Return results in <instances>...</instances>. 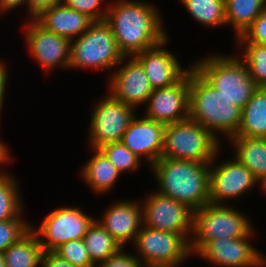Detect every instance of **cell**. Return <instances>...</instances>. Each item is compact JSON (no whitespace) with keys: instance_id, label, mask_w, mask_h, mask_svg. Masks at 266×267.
Segmentation results:
<instances>
[{"instance_id":"41","label":"cell","mask_w":266,"mask_h":267,"mask_svg":"<svg viewBox=\"0 0 266 267\" xmlns=\"http://www.w3.org/2000/svg\"><path fill=\"white\" fill-rule=\"evenodd\" d=\"M257 184L262 185L263 190L266 191V174H264L257 180Z\"/></svg>"},{"instance_id":"36","label":"cell","mask_w":266,"mask_h":267,"mask_svg":"<svg viewBox=\"0 0 266 267\" xmlns=\"http://www.w3.org/2000/svg\"><path fill=\"white\" fill-rule=\"evenodd\" d=\"M63 0H27L30 19L37 17L42 11L62 3Z\"/></svg>"},{"instance_id":"3","label":"cell","mask_w":266,"mask_h":267,"mask_svg":"<svg viewBox=\"0 0 266 267\" xmlns=\"http://www.w3.org/2000/svg\"><path fill=\"white\" fill-rule=\"evenodd\" d=\"M242 109L211 86L193 67L189 68V118L218 134L231 138L239 128Z\"/></svg>"},{"instance_id":"38","label":"cell","mask_w":266,"mask_h":267,"mask_svg":"<svg viewBox=\"0 0 266 267\" xmlns=\"http://www.w3.org/2000/svg\"><path fill=\"white\" fill-rule=\"evenodd\" d=\"M1 60V59H0ZM7 67L4 66L3 61L0 62V116H1V110L3 108V100H4V95L6 91V83L8 80V71L6 69Z\"/></svg>"},{"instance_id":"8","label":"cell","mask_w":266,"mask_h":267,"mask_svg":"<svg viewBox=\"0 0 266 267\" xmlns=\"http://www.w3.org/2000/svg\"><path fill=\"white\" fill-rule=\"evenodd\" d=\"M133 243L138 252L137 258L145 267H179L192 254L190 238L186 235L155 230L144 225Z\"/></svg>"},{"instance_id":"4","label":"cell","mask_w":266,"mask_h":267,"mask_svg":"<svg viewBox=\"0 0 266 267\" xmlns=\"http://www.w3.org/2000/svg\"><path fill=\"white\" fill-rule=\"evenodd\" d=\"M192 67L211 86L241 109L258 89L246 64L239 56L211 55L199 59Z\"/></svg>"},{"instance_id":"22","label":"cell","mask_w":266,"mask_h":267,"mask_svg":"<svg viewBox=\"0 0 266 267\" xmlns=\"http://www.w3.org/2000/svg\"><path fill=\"white\" fill-rule=\"evenodd\" d=\"M93 153L83 166L81 175L94 192L103 194L115 186L121 173L99 149H93Z\"/></svg>"},{"instance_id":"23","label":"cell","mask_w":266,"mask_h":267,"mask_svg":"<svg viewBox=\"0 0 266 267\" xmlns=\"http://www.w3.org/2000/svg\"><path fill=\"white\" fill-rule=\"evenodd\" d=\"M43 253L39 239L32 229L2 252L5 267L41 266Z\"/></svg>"},{"instance_id":"16","label":"cell","mask_w":266,"mask_h":267,"mask_svg":"<svg viewBox=\"0 0 266 267\" xmlns=\"http://www.w3.org/2000/svg\"><path fill=\"white\" fill-rule=\"evenodd\" d=\"M126 58L129 61L126 62ZM122 61L125 62L123 66L112 73L109 91L115 99L136 108L147 102L153 88L142 65L134 57H124Z\"/></svg>"},{"instance_id":"33","label":"cell","mask_w":266,"mask_h":267,"mask_svg":"<svg viewBox=\"0 0 266 267\" xmlns=\"http://www.w3.org/2000/svg\"><path fill=\"white\" fill-rule=\"evenodd\" d=\"M103 0H63L62 2L70 9L87 15L93 21H104L108 6L104 10L100 8Z\"/></svg>"},{"instance_id":"24","label":"cell","mask_w":266,"mask_h":267,"mask_svg":"<svg viewBox=\"0 0 266 267\" xmlns=\"http://www.w3.org/2000/svg\"><path fill=\"white\" fill-rule=\"evenodd\" d=\"M235 158L259 179L266 174V138L232 136Z\"/></svg>"},{"instance_id":"21","label":"cell","mask_w":266,"mask_h":267,"mask_svg":"<svg viewBox=\"0 0 266 267\" xmlns=\"http://www.w3.org/2000/svg\"><path fill=\"white\" fill-rule=\"evenodd\" d=\"M234 136L266 138L265 88H258L243 107L241 122Z\"/></svg>"},{"instance_id":"25","label":"cell","mask_w":266,"mask_h":267,"mask_svg":"<svg viewBox=\"0 0 266 267\" xmlns=\"http://www.w3.org/2000/svg\"><path fill=\"white\" fill-rule=\"evenodd\" d=\"M265 10L266 0H225L226 25L239 37Z\"/></svg>"},{"instance_id":"40","label":"cell","mask_w":266,"mask_h":267,"mask_svg":"<svg viewBox=\"0 0 266 267\" xmlns=\"http://www.w3.org/2000/svg\"><path fill=\"white\" fill-rule=\"evenodd\" d=\"M9 150L7 149V146L5 143H2L0 141V165L7 163L11 159V155H9Z\"/></svg>"},{"instance_id":"10","label":"cell","mask_w":266,"mask_h":267,"mask_svg":"<svg viewBox=\"0 0 266 267\" xmlns=\"http://www.w3.org/2000/svg\"><path fill=\"white\" fill-rule=\"evenodd\" d=\"M100 101L95 104L90 118L89 142L92 149L122 141L130 122L136 116L135 108L125 105L110 93Z\"/></svg>"},{"instance_id":"29","label":"cell","mask_w":266,"mask_h":267,"mask_svg":"<svg viewBox=\"0 0 266 267\" xmlns=\"http://www.w3.org/2000/svg\"><path fill=\"white\" fill-rule=\"evenodd\" d=\"M243 48L239 58L246 64L257 88H266V44L238 43Z\"/></svg>"},{"instance_id":"31","label":"cell","mask_w":266,"mask_h":267,"mask_svg":"<svg viewBox=\"0 0 266 267\" xmlns=\"http://www.w3.org/2000/svg\"><path fill=\"white\" fill-rule=\"evenodd\" d=\"M53 252L68 261L73 267H96L91 262L83 239L70 240L57 247Z\"/></svg>"},{"instance_id":"26","label":"cell","mask_w":266,"mask_h":267,"mask_svg":"<svg viewBox=\"0 0 266 267\" xmlns=\"http://www.w3.org/2000/svg\"><path fill=\"white\" fill-rule=\"evenodd\" d=\"M83 241L91 262L97 266L116 254L122 246L95 219L88 227Z\"/></svg>"},{"instance_id":"19","label":"cell","mask_w":266,"mask_h":267,"mask_svg":"<svg viewBox=\"0 0 266 267\" xmlns=\"http://www.w3.org/2000/svg\"><path fill=\"white\" fill-rule=\"evenodd\" d=\"M97 221L122 246L134 242L143 226V208L139 201L121 200L105 210Z\"/></svg>"},{"instance_id":"37","label":"cell","mask_w":266,"mask_h":267,"mask_svg":"<svg viewBox=\"0 0 266 267\" xmlns=\"http://www.w3.org/2000/svg\"><path fill=\"white\" fill-rule=\"evenodd\" d=\"M41 267H73L68 261L60 258L54 252H44Z\"/></svg>"},{"instance_id":"18","label":"cell","mask_w":266,"mask_h":267,"mask_svg":"<svg viewBox=\"0 0 266 267\" xmlns=\"http://www.w3.org/2000/svg\"><path fill=\"white\" fill-rule=\"evenodd\" d=\"M167 41L168 38L133 56L142 65L153 89L172 86L189 71L182 69L176 55L163 48Z\"/></svg>"},{"instance_id":"15","label":"cell","mask_w":266,"mask_h":267,"mask_svg":"<svg viewBox=\"0 0 266 267\" xmlns=\"http://www.w3.org/2000/svg\"><path fill=\"white\" fill-rule=\"evenodd\" d=\"M25 27L27 47L44 70L54 69L57 65L69 68L71 40L47 31L34 19H30Z\"/></svg>"},{"instance_id":"12","label":"cell","mask_w":266,"mask_h":267,"mask_svg":"<svg viewBox=\"0 0 266 267\" xmlns=\"http://www.w3.org/2000/svg\"><path fill=\"white\" fill-rule=\"evenodd\" d=\"M253 231L241 238H220L206 242L195 254L211 264L223 267L265 266L266 256L249 243V238L255 234Z\"/></svg>"},{"instance_id":"17","label":"cell","mask_w":266,"mask_h":267,"mask_svg":"<svg viewBox=\"0 0 266 267\" xmlns=\"http://www.w3.org/2000/svg\"><path fill=\"white\" fill-rule=\"evenodd\" d=\"M143 117L137 118L136 114L123 135L122 143L139 158H146L151 167L162 156L166 125Z\"/></svg>"},{"instance_id":"39","label":"cell","mask_w":266,"mask_h":267,"mask_svg":"<svg viewBox=\"0 0 266 267\" xmlns=\"http://www.w3.org/2000/svg\"><path fill=\"white\" fill-rule=\"evenodd\" d=\"M22 4L27 7V0H0V13L14 9Z\"/></svg>"},{"instance_id":"6","label":"cell","mask_w":266,"mask_h":267,"mask_svg":"<svg viewBox=\"0 0 266 267\" xmlns=\"http://www.w3.org/2000/svg\"><path fill=\"white\" fill-rule=\"evenodd\" d=\"M245 214L225 204L207 203L194 211L191 253L195 254L206 242L247 236L254 228Z\"/></svg>"},{"instance_id":"34","label":"cell","mask_w":266,"mask_h":267,"mask_svg":"<svg viewBox=\"0 0 266 267\" xmlns=\"http://www.w3.org/2000/svg\"><path fill=\"white\" fill-rule=\"evenodd\" d=\"M236 38L238 43L266 44V10L253 21L241 36Z\"/></svg>"},{"instance_id":"20","label":"cell","mask_w":266,"mask_h":267,"mask_svg":"<svg viewBox=\"0 0 266 267\" xmlns=\"http://www.w3.org/2000/svg\"><path fill=\"white\" fill-rule=\"evenodd\" d=\"M34 20L49 32L73 40L94 22L87 15L70 9L63 2L42 11Z\"/></svg>"},{"instance_id":"35","label":"cell","mask_w":266,"mask_h":267,"mask_svg":"<svg viewBox=\"0 0 266 267\" xmlns=\"http://www.w3.org/2000/svg\"><path fill=\"white\" fill-rule=\"evenodd\" d=\"M137 255L127 254L124 248H121L116 254L112 255L96 267H145Z\"/></svg>"},{"instance_id":"5","label":"cell","mask_w":266,"mask_h":267,"mask_svg":"<svg viewBox=\"0 0 266 267\" xmlns=\"http://www.w3.org/2000/svg\"><path fill=\"white\" fill-rule=\"evenodd\" d=\"M220 143L208 129L187 118L166 125L161 157L211 163L221 150Z\"/></svg>"},{"instance_id":"42","label":"cell","mask_w":266,"mask_h":267,"mask_svg":"<svg viewBox=\"0 0 266 267\" xmlns=\"http://www.w3.org/2000/svg\"><path fill=\"white\" fill-rule=\"evenodd\" d=\"M0 267H5L4 256L1 252H0Z\"/></svg>"},{"instance_id":"30","label":"cell","mask_w":266,"mask_h":267,"mask_svg":"<svg viewBox=\"0 0 266 267\" xmlns=\"http://www.w3.org/2000/svg\"><path fill=\"white\" fill-rule=\"evenodd\" d=\"M108 160L120 171L122 174L126 171H136L141 166L142 158L132 153L123 143L112 142L102 145L98 148Z\"/></svg>"},{"instance_id":"2","label":"cell","mask_w":266,"mask_h":267,"mask_svg":"<svg viewBox=\"0 0 266 267\" xmlns=\"http://www.w3.org/2000/svg\"><path fill=\"white\" fill-rule=\"evenodd\" d=\"M151 170L159 186L158 193L193 211L210 203V163L161 157Z\"/></svg>"},{"instance_id":"7","label":"cell","mask_w":266,"mask_h":267,"mask_svg":"<svg viewBox=\"0 0 266 267\" xmlns=\"http://www.w3.org/2000/svg\"><path fill=\"white\" fill-rule=\"evenodd\" d=\"M123 58L112 30L105 21H94L82 35L71 40L69 68L106 71L112 68L113 71V67L122 64Z\"/></svg>"},{"instance_id":"32","label":"cell","mask_w":266,"mask_h":267,"mask_svg":"<svg viewBox=\"0 0 266 267\" xmlns=\"http://www.w3.org/2000/svg\"><path fill=\"white\" fill-rule=\"evenodd\" d=\"M30 229L31 225L23 220L22 214L16 219L0 221V252H4Z\"/></svg>"},{"instance_id":"14","label":"cell","mask_w":266,"mask_h":267,"mask_svg":"<svg viewBox=\"0 0 266 267\" xmlns=\"http://www.w3.org/2000/svg\"><path fill=\"white\" fill-rule=\"evenodd\" d=\"M145 117L164 125L189 118V71L174 85L153 89Z\"/></svg>"},{"instance_id":"13","label":"cell","mask_w":266,"mask_h":267,"mask_svg":"<svg viewBox=\"0 0 266 267\" xmlns=\"http://www.w3.org/2000/svg\"><path fill=\"white\" fill-rule=\"evenodd\" d=\"M219 151L210 163V203L223 204L225 199L238 198L257 184V178L235 157L221 164H212L218 157Z\"/></svg>"},{"instance_id":"1","label":"cell","mask_w":266,"mask_h":267,"mask_svg":"<svg viewBox=\"0 0 266 267\" xmlns=\"http://www.w3.org/2000/svg\"><path fill=\"white\" fill-rule=\"evenodd\" d=\"M110 4L104 21L124 57H133L168 38L160 12L149 1L118 0Z\"/></svg>"},{"instance_id":"27","label":"cell","mask_w":266,"mask_h":267,"mask_svg":"<svg viewBox=\"0 0 266 267\" xmlns=\"http://www.w3.org/2000/svg\"><path fill=\"white\" fill-rule=\"evenodd\" d=\"M189 14L203 25L226 26L225 0H181Z\"/></svg>"},{"instance_id":"11","label":"cell","mask_w":266,"mask_h":267,"mask_svg":"<svg viewBox=\"0 0 266 267\" xmlns=\"http://www.w3.org/2000/svg\"><path fill=\"white\" fill-rule=\"evenodd\" d=\"M141 205L144 226L164 232L186 235L191 239L194 211L187 205L156 191L145 197Z\"/></svg>"},{"instance_id":"28","label":"cell","mask_w":266,"mask_h":267,"mask_svg":"<svg viewBox=\"0 0 266 267\" xmlns=\"http://www.w3.org/2000/svg\"><path fill=\"white\" fill-rule=\"evenodd\" d=\"M6 172L0 171V221L16 219L23 212V203L18 191L19 182L12 174Z\"/></svg>"},{"instance_id":"9","label":"cell","mask_w":266,"mask_h":267,"mask_svg":"<svg viewBox=\"0 0 266 267\" xmlns=\"http://www.w3.org/2000/svg\"><path fill=\"white\" fill-rule=\"evenodd\" d=\"M86 215L79 207H61L51 211L40 227H32L44 252H53L60 245L83 239L95 218ZM43 237V238H42Z\"/></svg>"}]
</instances>
